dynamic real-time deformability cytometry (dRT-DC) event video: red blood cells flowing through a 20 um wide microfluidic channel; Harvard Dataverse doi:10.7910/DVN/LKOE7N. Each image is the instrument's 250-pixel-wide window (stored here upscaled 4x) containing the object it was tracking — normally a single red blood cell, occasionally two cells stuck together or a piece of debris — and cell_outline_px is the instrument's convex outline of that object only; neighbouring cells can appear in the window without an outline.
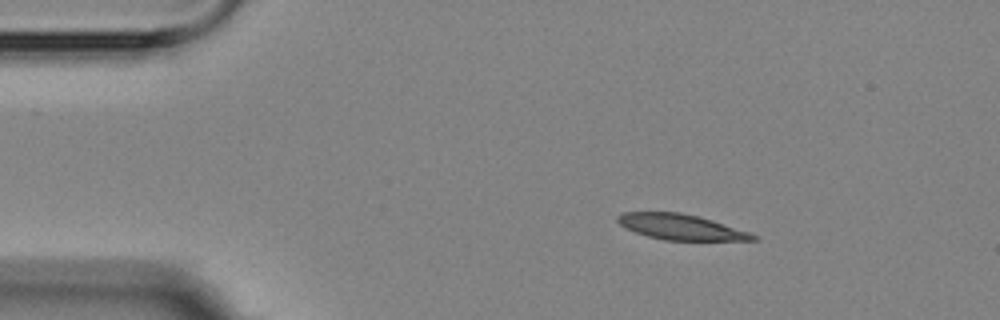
{"species": "Egyptian fruit bat (a non-hibernating species)", "species_latin": "Rousettus aegyptiacus", "temperature_condition": "room temperature", "stored_images_in_passage": 6, "camera_frame_rate_fps": 3000, "um_per_image_px": 0.085, "animal": {"sex": "female"}, "frame": {"image": 1, "passage_image": 2, "time_ms": 1.333, "image_size_px": [1000, 320], "cell_outline_px": [[760, 240], [664, 240], [648, 236], [636, 232], [620, 224], [616, 220], [616, 216], [624, 212], [680, 212], [712, 220], [760, 236]], "centroid_in_image_um": [57.88, 19.29], "position_along_channel_um": 27.1, "area_um2": 19.88}}
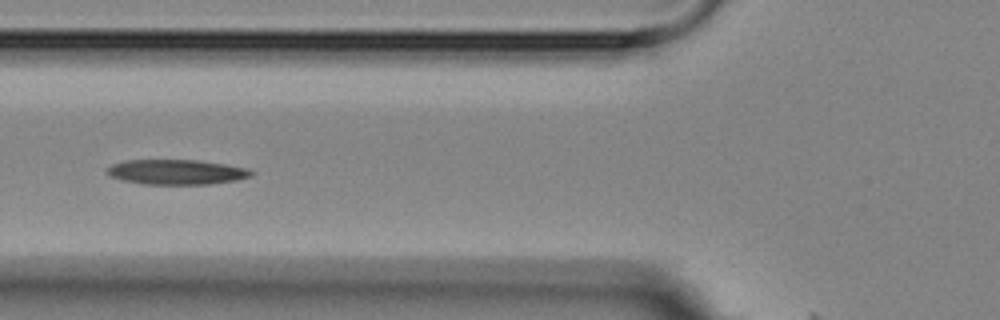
{"frame": {"image": 2, "passage_image": 5, "time_ms": 5.333, "image_size_px": [1000, 320], "cell_outline_px": [[256, 172], [252, 176], [236, 180], [208, 184], [144, 184], [120, 180], [108, 176], [104, 172], [112, 164], [124, 160], [196, 160], [224, 164], [248, 168]], "centroid_in_image_um": [14.97, 14.62], "position_along_channel_um": 110.8, "area_um2": 21.15}}
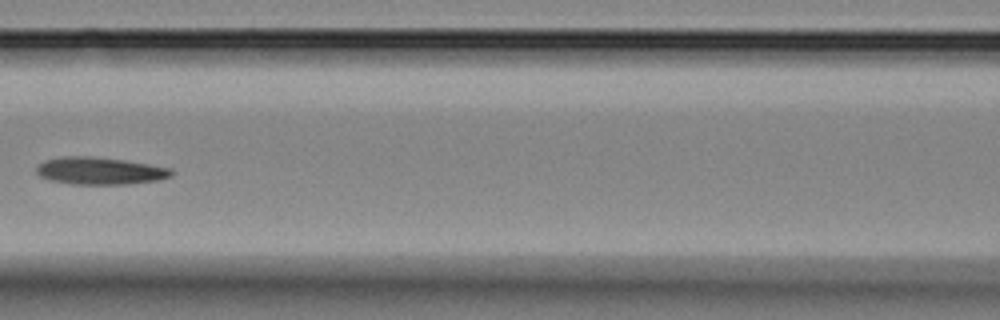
{"frame": {"image": 3, "passage_image": 6, "time_ms": 6.667, "image_size_px": [1000, 320], "cell_outline_px": [[172, 176], [156, 180], [124, 184], [72, 184], [48, 180], [40, 176], [36, 172], [36, 164], [44, 160], [64, 156], [92, 156], [124, 160], [172, 168]], "centroid_in_image_um": [8.43, 14.51], "position_along_channel_um": 158.2, "area_um2": 21.5}}